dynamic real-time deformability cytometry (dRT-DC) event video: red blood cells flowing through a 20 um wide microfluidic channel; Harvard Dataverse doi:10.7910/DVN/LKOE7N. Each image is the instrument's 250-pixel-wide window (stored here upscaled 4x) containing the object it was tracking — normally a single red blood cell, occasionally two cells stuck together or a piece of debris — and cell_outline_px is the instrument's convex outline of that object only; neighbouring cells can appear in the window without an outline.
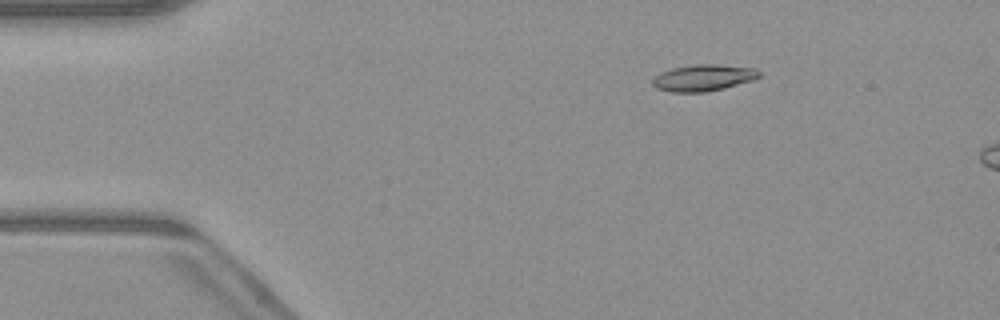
{"species": "common noctule bat (a hibernating species)", "species_latin": "Nyctalus noctula", "temperature_condition": "warm", "stored_images_in_passage": 9, "camera_frame_rate_fps": 3000, "um_per_image_px": 0.085, "animal": {"sex": "male", "body_mass_g": 23.1, "forearm_length_mm": 52.7}, "frame": {"image": 1, "passage_image": 4, "time_ms": 1.0, "image_size_px": [1000, 320], "cell_outline_px": [[760, 76], [752, 80], [724, 88], [708, 92], [672, 92], [656, 88], [652, 84], [652, 80], [660, 72], [672, 68], [696, 64], [716, 64], [756, 68], [760, 72]], "centroid_in_image_um": [59.78, 6.61], "position_along_channel_um": 25.2, "area_um2": 16.47}}